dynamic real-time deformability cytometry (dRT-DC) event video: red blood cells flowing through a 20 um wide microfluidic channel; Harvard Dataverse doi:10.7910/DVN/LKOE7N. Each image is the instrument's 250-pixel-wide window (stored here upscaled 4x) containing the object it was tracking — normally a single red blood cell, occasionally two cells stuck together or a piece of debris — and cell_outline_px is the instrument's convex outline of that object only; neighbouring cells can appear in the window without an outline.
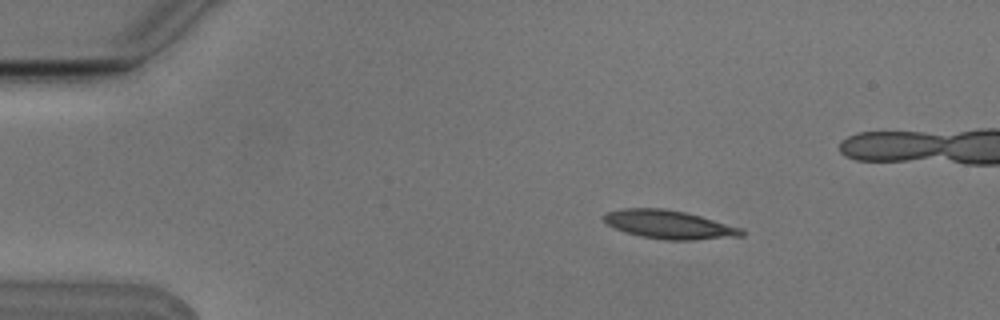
{"species": "Egyptian fruit bat (a non-hibernating species)", "species_latin": "Rousettus aegyptiacus", "temperature_condition": "cold", "stored_images_in_passage": 3, "camera_frame_rate_fps": 3000, "um_per_image_px": 0.085, "animal": {"sex": "male"}, "frame": {"image": 1, "passage_image": 1, "time_ms": 0.0, "image_size_px": [1000, 320], "cell_outline_px": [[744, 236], [692, 240], [664, 240], [640, 236], [616, 228], [608, 224], [600, 216], [604, 212], [624, 208], [660, 208], [684, 212], [700, 216], [744, 228]], "centroid_in_image_um": [56.88, 19.09], "position_along_channel_um": 28.1, "area_um2": 22.89}}